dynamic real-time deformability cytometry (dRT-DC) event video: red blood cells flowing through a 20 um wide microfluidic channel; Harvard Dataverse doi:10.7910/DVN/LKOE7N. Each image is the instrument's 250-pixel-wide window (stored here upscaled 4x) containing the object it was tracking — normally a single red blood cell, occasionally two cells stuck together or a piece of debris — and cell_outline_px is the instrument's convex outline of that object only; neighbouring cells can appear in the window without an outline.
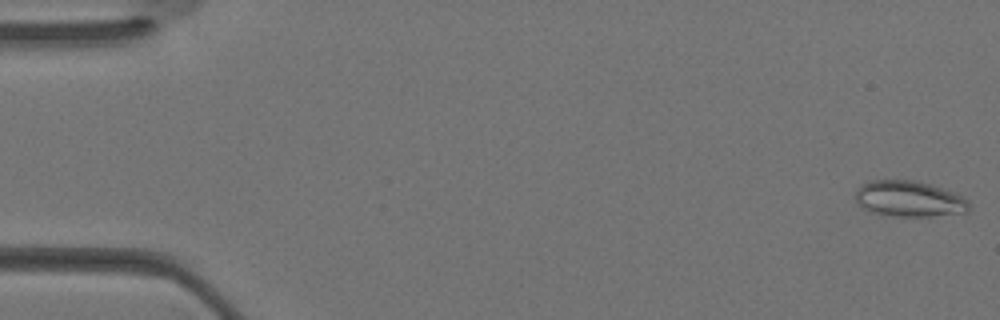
{"species": "Egyptian fruit bat (a non-hibernating species)", "species_latin": "Rousettus aegyptiacus", "temperature_condition": "warm", "stored_images_in_passage": 36, "camera_frame_rate_fps": 3000, "um_per_image_px": 0.085, "animal": {"sex": "female"}, "frame": {"image": 1, "passage_image": 1, "time_ms": 0.0, "image_size_px": [1000, 320], "cell_outline_px": [[968, 212], [932, 216], [892, 216], [872, 212], [864, 208], [856, 200], [856, 188], [860, 184], [868, 180], [916, 180], [952, 192], [968, 200]], "centroid_in_image_um": [77.23, 16.89], "position_along_channel_um": 7.8, "area_um2": 23.58}}
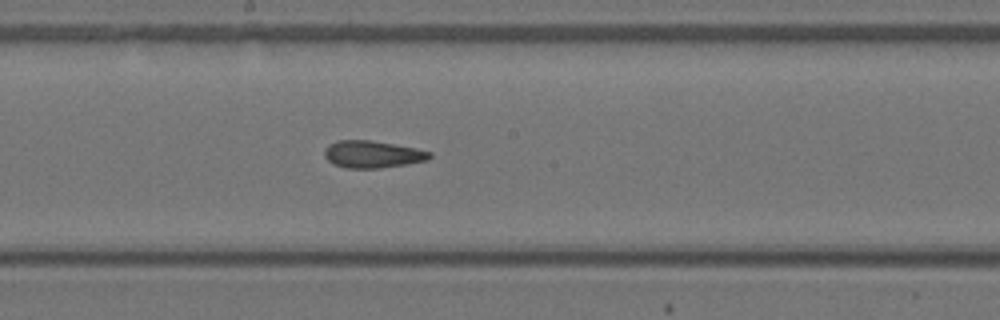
{"frame": {"image": 2, "passage_image": 19, "time_ms": 6.0, "image_size_px": [1000, 320], "cell_outline_px": [[432, 156], [428, 160], [408, 164], [380, 168], [348, 168], [332, 164], [324, 156], [324, 148], [328, 144], [336, 140], [372, 140], [416, 148], [432, 152]], "centroid_in_image_um": [31.65, 13.11], "position_along_channel_um": 216.5, "area_um2": 16.88}}
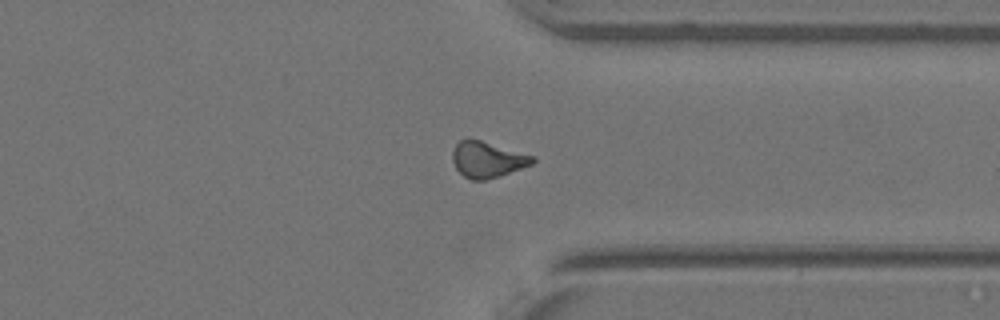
{"frame": {"image": 3, "passage_image": 27, "time_ms": 8.667, "image_size_px": [1000, 320], "cell_outline_px": [[536, 160], [532, 164], [500, 176], [484, 180], [472, 180], [464, 176], [456, 168], [452, 160], [452, 152], [456, 144], [460, 140], [468, 136], [536, 156]], "centroid_in_image_um": [41.43, 13.53], "position_along_channel_um": 370.0, "area_um2": 17.05}}